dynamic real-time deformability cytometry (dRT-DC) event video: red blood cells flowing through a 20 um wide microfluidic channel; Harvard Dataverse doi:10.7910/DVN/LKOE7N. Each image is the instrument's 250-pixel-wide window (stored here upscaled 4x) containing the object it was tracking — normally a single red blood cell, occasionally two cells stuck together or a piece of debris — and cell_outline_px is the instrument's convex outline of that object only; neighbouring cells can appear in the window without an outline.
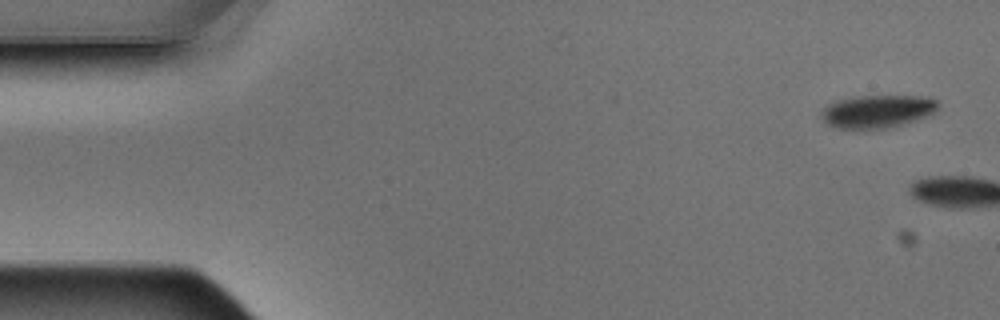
{"species": "Egyptian fruit bat (a non-hibernating species)", "species_latin": "Rousettus aegyptiacus", "temperature_condition": "warm", "stored_images_in_passage": 2, "camera_frame_rate_fps": 3000, "um_per_image_px": 0.085, "animal": {"sex": "male"}, "frame": {"image": 1, "passage_image": 1, "time_ms": 0.0, "image_size_px": [1000, 320], "cell_outline_px": [[940, 104], [936, 112], [916, 120], [888, 128], [832, 128], [820, 116], [820, 112], [828, 104], [836, 100], [856, 96], [920, 96], [936, 100]], "centroid_in_image_um": [74.56, 9.46], "position_along_channel_um": 10.4, "area_um2": 22.37}}